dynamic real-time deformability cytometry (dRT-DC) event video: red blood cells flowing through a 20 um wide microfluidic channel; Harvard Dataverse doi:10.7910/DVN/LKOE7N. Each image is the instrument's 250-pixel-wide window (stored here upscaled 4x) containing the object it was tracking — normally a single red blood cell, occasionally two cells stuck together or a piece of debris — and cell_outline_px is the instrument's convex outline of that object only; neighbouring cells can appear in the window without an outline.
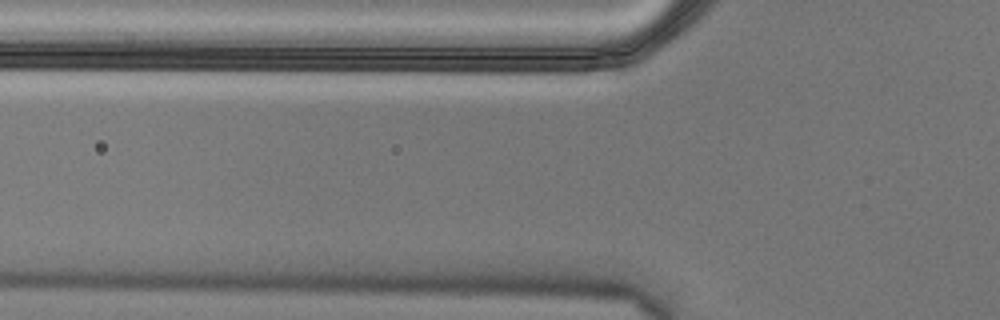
{"species": "Egyptian fruit bat (a non-hibernating species)", "species_latin": "Rousettus aegyptiacus", "temperature_condition": "cold", "stored_images_in_passage": 3, "camera_frame_rate_fps": 3000, "um_per_image_px": 0.085, "animal": {"sex": "male"}, "frame": {"image": 1, "passage_image": 2, "time_ms": 0.333, "image_size_px": [1000, 320], "cell_outline_px": [[276, 56], [268, 68], [212, 68], [192, 56], [188, 52], [192, 48], [256, 48]], "centroid_in_image_um": [19.82, 4.9], "position_along_channel_um": 106.0, "area_um2": 10.46}}